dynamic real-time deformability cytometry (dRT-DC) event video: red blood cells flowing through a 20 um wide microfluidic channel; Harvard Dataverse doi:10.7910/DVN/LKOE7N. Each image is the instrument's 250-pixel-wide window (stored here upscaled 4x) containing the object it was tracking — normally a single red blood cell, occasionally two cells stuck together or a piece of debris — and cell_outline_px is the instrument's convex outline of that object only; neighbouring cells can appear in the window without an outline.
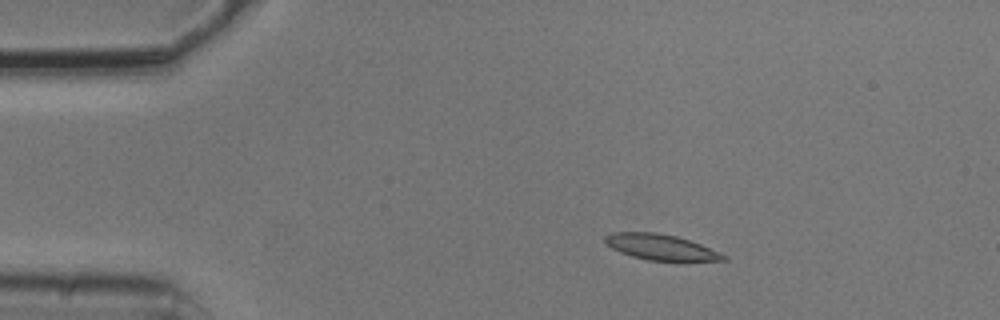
{"species": "common noctule bat (a hibernating species)", "species_latin": "Nyctalus noctula", "temperature_condition": "cold", "stored_images_in_passage": 4, "camera_frame_rate_fps": 3000, "um_per_image_px": 0.085, "animal": {"sex": "male", "body_mass_g": 20.5, "forearm_length_mm": 52.5}, "frame": {"image": 1, "passage_image": 2, "time_ms": 0.333, "image_size_px": [1000, 320], "cell_outline_px": [[728, 260], [648, 260], [632, 256], [620, 252], [604, 244], [604, 236], [612, 232], [656, 232], [676, 236], [700, 244], [728, 256]], "centroid_in_image_um": [56.11, 20.99], "position_along_channel_um": 28.9, "area_um2": 17.51}}